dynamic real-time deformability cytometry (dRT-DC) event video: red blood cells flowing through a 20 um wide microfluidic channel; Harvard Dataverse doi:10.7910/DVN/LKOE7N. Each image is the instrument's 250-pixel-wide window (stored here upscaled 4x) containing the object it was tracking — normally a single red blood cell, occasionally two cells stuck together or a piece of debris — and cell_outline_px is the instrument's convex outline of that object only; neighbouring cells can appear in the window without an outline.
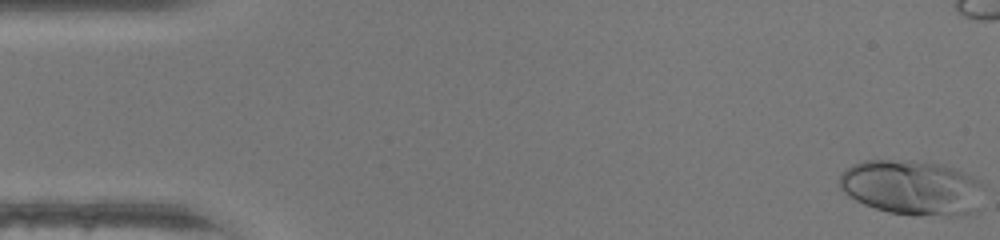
{"species": "human", "species_latin": "Homo sapiens", "temperature_condition": "warm", "stored_images_in_passage": 38, "camera_frame_rate_fps": 3000, "um_per_image_px": 0.085, "donor": {"sex": "female"}, "frame": {"image": 1, "passage_image": 1, "time_ms": 0.0, "image_size_px": [1000, 240], "cell_outline_px": [[980, 184], [972, 212], [960, 216], [912, 216], [888, 212], [864, 204], [848, 196], [840, 188], [840, 176], [852, 164], [864, 160], [908, 160], [944, 164], [956, 168], [972, 176]], "centroid_in_image_um": [77.44, 15.94], "position_along_channel_um": 7.6, "area_um2": 45.84}}
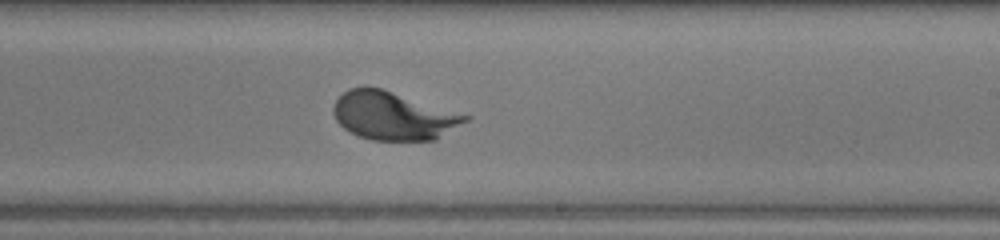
{"frame": {"image": 2, "passage_image": 28, "time_ms": 9.0, "image_size_px": [1000, 240], "cell_outline_px": [[472, 116], [468, 120], [436, 140], [372, 140], [360, 136], [344, 128], [336, 120], [332, 112], [332, 108], [336, 100], [348, 88], [380, 88]], "centroid_in_image_um": [33.44, 9.85], "position_along_channel_um": 255.6, "area_um2": 36.65}}
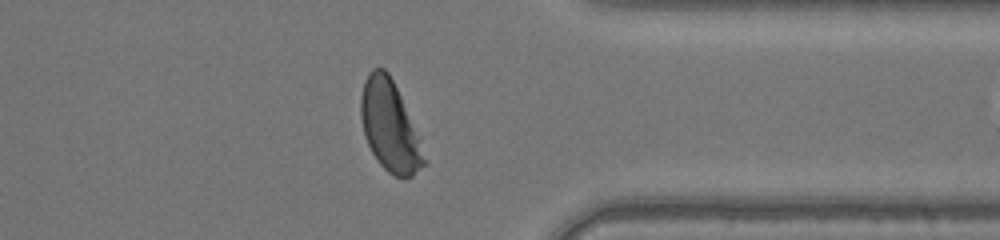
{"frame": {"image": 3, "passage_image": 37, "time_ms": 12.0, "image_size_px": [1000, 240], "cell_outline_px": [[428, 164], [412, 176], [396, 176], [388, 172], [380, 164], [372, 152], [368, 144], [364, 132], [360, 116], [360, 96], [364, 80], [368, 72], [372, 68], [384, 68], [388, 72], [420, 136], [428, 160]], "centroid_in_image_um": [33.15, 10.73], "position_along_channel_um": 378.2, "area_um2": 33.47}}